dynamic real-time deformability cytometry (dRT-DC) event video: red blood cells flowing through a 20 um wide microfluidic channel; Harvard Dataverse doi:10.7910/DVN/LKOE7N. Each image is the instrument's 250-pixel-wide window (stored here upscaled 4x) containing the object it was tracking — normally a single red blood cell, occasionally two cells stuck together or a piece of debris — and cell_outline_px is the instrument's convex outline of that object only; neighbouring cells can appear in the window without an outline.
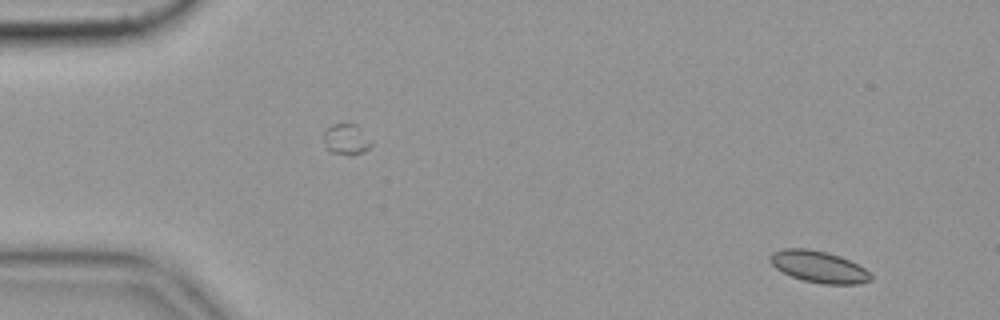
{"species": "common noctule bat (a hibernating species)", "species_latin": "Nyctalus noctula", "temperature_condition": "cold", "stored_images_in_passage": 22, "camera_frame_rate_fps": 3000, "um_per_image_px": 0.085, "animal": {"sex": "female", "body_mass_g": 19.9}, "frame": {"image": 1, "passage_image": 1, "time_ms": 0.0, "image_size_px": [1000, 320], "cell_outline_px": [[872, 280], [860, 284], [824, 284], [804, 280], [792, 276], [776, 268], [768, 260], [768, 256], [772, 252], [784, 248], [808, 248], [828, 252], [840, 256], [864, 268], [872, 276]], "centroid_in_image_um": [69.58, 22.66], "position_along_channel_um": 15.4, "area_um2": 18.55}}